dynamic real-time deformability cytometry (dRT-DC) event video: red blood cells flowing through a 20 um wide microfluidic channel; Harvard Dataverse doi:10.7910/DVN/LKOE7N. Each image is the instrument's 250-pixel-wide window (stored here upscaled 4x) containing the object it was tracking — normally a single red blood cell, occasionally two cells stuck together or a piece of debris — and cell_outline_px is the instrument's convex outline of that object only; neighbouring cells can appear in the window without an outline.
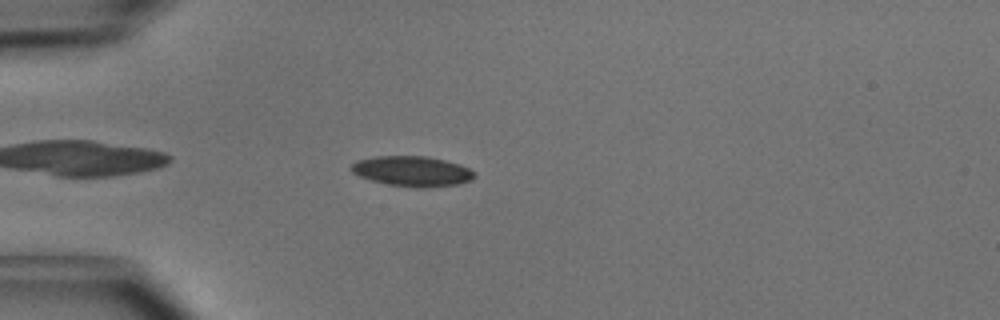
{"species": "common noctule bat (a hibernating species)", "species_latin": "Nyctalus noctula", "temperature_condition": "cold", "stored_images_in_passage": 40, "camera_frame_rate_fps": 3000, "um_per_image_px": 0.085, "animal": {"sex": "male", "body_mass_g": 15.6}, "frame": {"image": 1, "passage_image": 4, "time_ms": 1.0, "image_size_px": [1000, 320], "cell_outline_px": [[476, 176], [472, 180], [456, 184], [420, 188], [416, 188], [388, 184], [372, 180], [360, 176], [352, 172], [348, 168], [356, 160], [376, 156], [428, 156], [460, 164], [476, 172]], "centroid_in_image_um": [35.04, 14.54], "position_along_channel_um": 50.0, "area_um2": 21.73}}
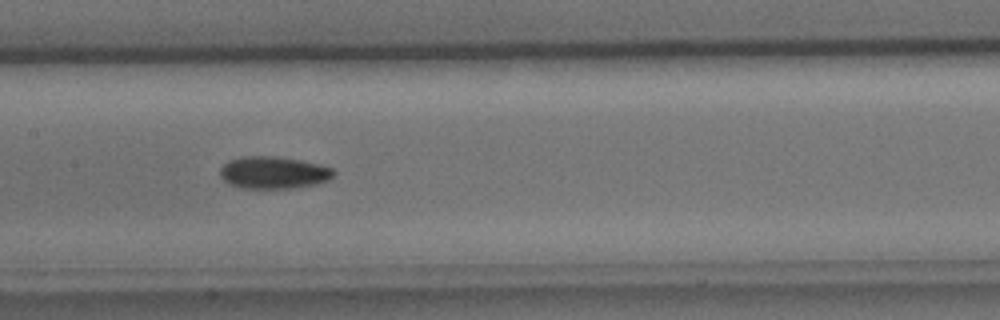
{"frame": {"image": 2, "passage_image": 15, "time_ms": 4.667, "image_size_px": [1000, 320], "cell_outline_px": [[336, 172], [328, 180], [316, 184], [296, 188], [240, 188], [228, 184], [220, 176], [220, 168], [228, 160], [240, 156], [276, 156], [300, 160], [320, 164], [332, 168]], "centroid_in_image_um": [23.23, 14.67], "position_along_channel_um": 184.2, "area_um2": 21.56}}
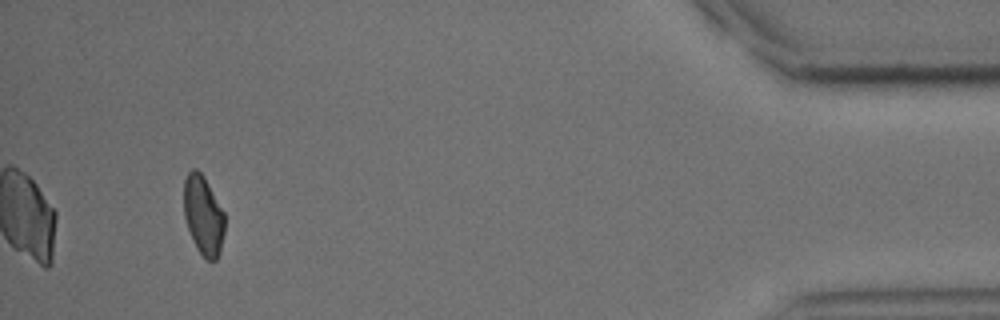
{"frame": {"image": 3, "passage_image": 37, "time_ms": 12.0, "image_size_px": [1000, 320], "cell_outline_px": [[224, 232], [220, 252], [216, 260], [204, 260], [196, 248], [192, 240], [184, 216], [184, 180], [188, 172], [192, 168], [196, 168], [204, 176], [224, 212]], "centroid_in_image_um": [17.27, 18.32], "position_along_channel_um": 417.9, "area_um2": 19.02}, "authors_computed_cell_mechanics": {"area_um2": 20.3456, "velocity_mm_per_s": 4.055, "shape_relaxation_time_tau1_ms": 2.8255, "shape_relaxation_time_tau2_ms": 5.4775, "deformation_change_tau1": 0.0879, "deformation_change_tau2": 0.0915}}